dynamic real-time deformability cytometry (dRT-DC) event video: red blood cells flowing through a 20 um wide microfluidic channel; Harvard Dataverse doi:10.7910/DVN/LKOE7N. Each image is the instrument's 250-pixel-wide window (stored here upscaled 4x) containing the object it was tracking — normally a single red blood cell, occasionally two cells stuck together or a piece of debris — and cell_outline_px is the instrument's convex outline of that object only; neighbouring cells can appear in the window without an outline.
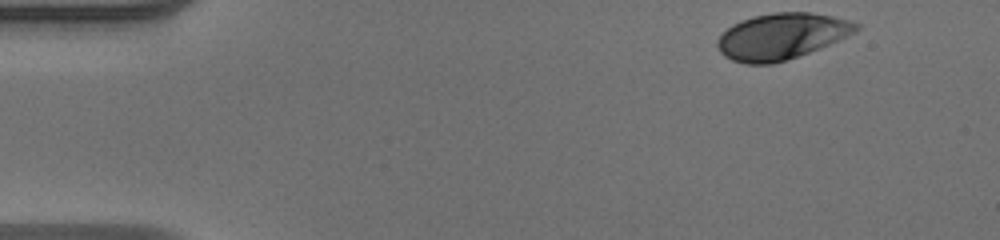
{"species": "human", "species_latin": "Homo sapiens", "temperature_condition": "warm", "stored_images_in_passage": 46, "camera_frame_rate_fps": 3000, "um_per_image_px": 0.085, "donor": {"sex": "male"}, "frame": {"image": 1, "passage_image": 1, "time_ms": 0.0, "image_size_px": [1000, 240], "cell_outline_px": [[860, 28], [820, 48], [772, 64], [744, 64], [732, 60], [724, 56], [720, 52], [716, 44], [716, 40], [732, 24], [740, 20], [752, 16], [772, 12], [808, 12], [832, 16], [848, 20], [860, 24]], "centroid_in_image_um": [66.36, 3.08], "position_along_channel_um": 18.6, "area_um2": 36.93}}
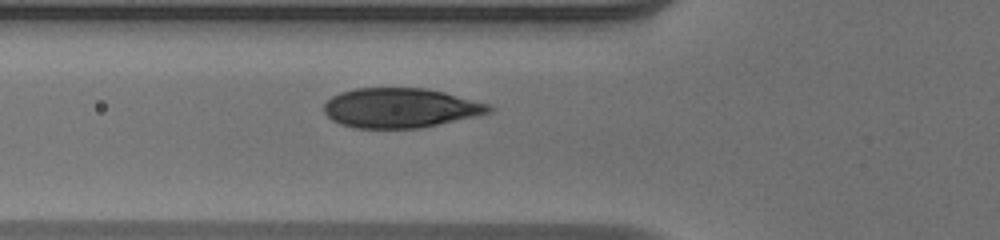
{"frame": {"image": 2, "passage_image": 14, "time_ms": 4.333, "image_size_px": [1000, 240], "cell_outline_px": [[496, 108], [492, 112], [476, 116], [420, 128], [352, 128], [340, 124], [332, 120], [324, 112], [324, 104], [332, 96], [340, 92], [356, 88], [424, 88], [444, 92], [488, 104]], "centroid_in_image_um": [34.02, 9.18], "position_along_channel_um": 91.8, "area_um2": 38.15}}
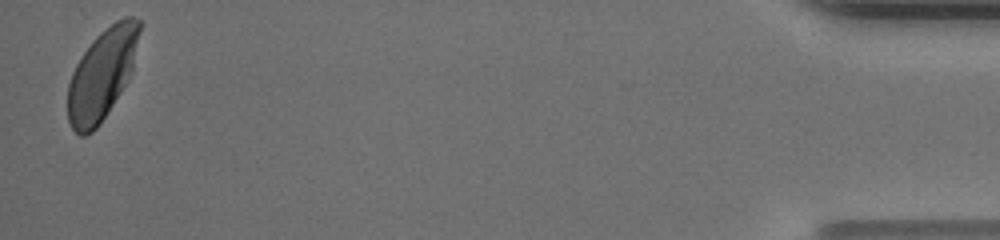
{"frame": {"image": 3, "passage_image": 45, "time_ms": 14.667, "image_size_px": [1000, 240], "cell_outline_px": [[144, 24], [132, 68], [128, 80], [100, 124], [92, 132], [84, 136], [80, 136], [72, 128], [68, 120], [68, 84], [72, 72], [76, 64], [92, 40], [100, 32], [116, 20], [124, 16], [132, 16], [140, 20]], "centroid_in_image_um": [8.7, 6.27], "position_along_channel_um": 426.5, "area_um2": 38.09}, "authors_computed_cell_mechanics": {"area_um2": 37.8012, "velocity_mm_per_s": 4.1017, "shape_relaxation_time_tau1_ms": 2.2374, "shape_relaxation_time_tau2_ms": null, "deformation_change_tau1": 0.1355, "deformation_change_tau2": null}}